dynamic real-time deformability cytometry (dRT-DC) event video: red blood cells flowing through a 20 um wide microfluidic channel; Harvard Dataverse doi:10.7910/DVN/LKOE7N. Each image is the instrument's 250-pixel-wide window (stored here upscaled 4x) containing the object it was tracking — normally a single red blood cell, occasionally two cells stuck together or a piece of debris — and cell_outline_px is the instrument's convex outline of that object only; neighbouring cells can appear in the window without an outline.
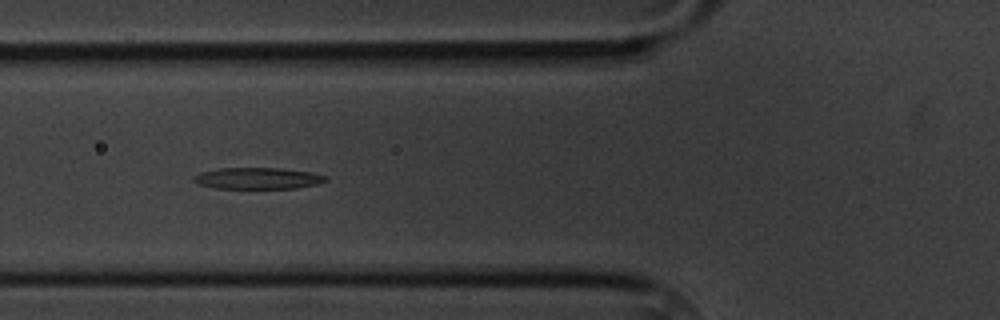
{"species": "common noctule bat (a hibernating species)", "species_latin": "Nyctalus noctula", "temperature_condition": "cold", "stored_images_in_passage": 4, "camera_frame_rate_fps": 3000, "um_per_image_px": 0.085, "animal": {"sex": "male", "body_mass_g": 20.1, "forearm_length_mm": 53.5}, "frame": {"image": 1, "passage_image": 3, "time_ms": 2.333, "image_size_px": [1000, 320], "cell_outline_px": [[328, 180], [316, 184], [296, 188], [212, 188], [200, 184], [192, 180], [192, 176], [200, 172], [220, 168], [280, 168], [312, 172], [328, 176]], "centroid_in_image_um": [21.9, 15.15], "position_along_channel_um": 103.9, "area_um2": 16.53}}
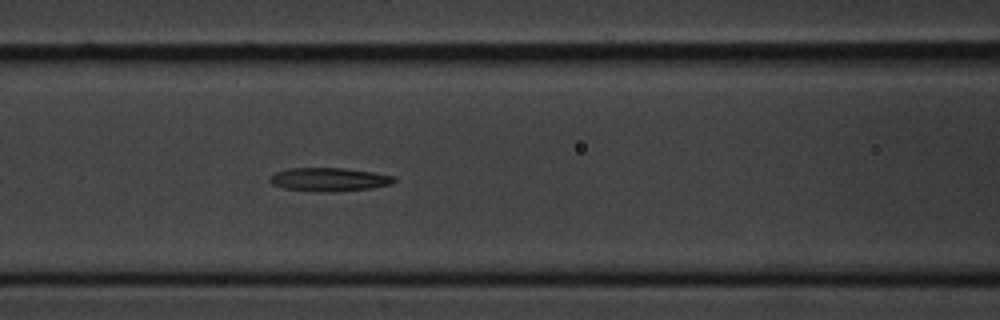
{"frame": {"image": 2, "passage_image": 4, "time_ms": 3.333, "image_size_px": [1000, 320], "cell_outline_px": [[396, 180], [392, 184], [372, 188], [332, 192], [316, 192], [284, 188], [272, 184], [268, 180], [276, 172], [288, 168], [344, 168], [372, 172], [396, 176]], "centroid_in_image_um": [28.0, 15.26], "position_along_channel_um": 138.6, "area_um2": 17.11}}